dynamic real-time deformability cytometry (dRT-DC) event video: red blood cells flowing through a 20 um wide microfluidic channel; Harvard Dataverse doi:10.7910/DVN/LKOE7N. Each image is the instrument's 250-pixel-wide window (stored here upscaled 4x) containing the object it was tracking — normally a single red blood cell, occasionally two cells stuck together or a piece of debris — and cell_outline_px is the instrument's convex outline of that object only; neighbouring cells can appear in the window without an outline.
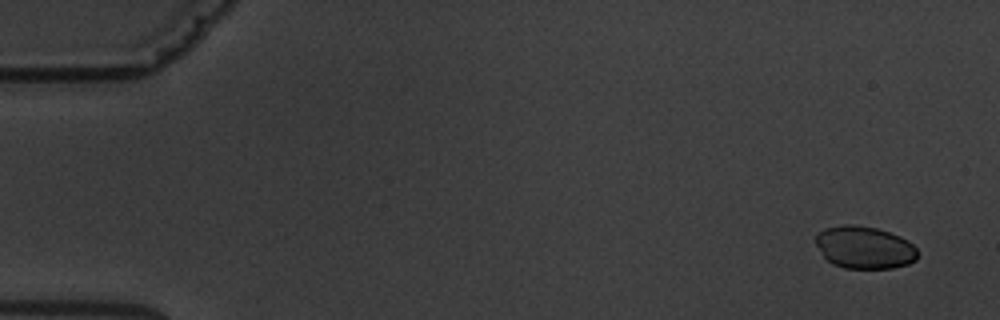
{"species": "common noctule bat (a hibernating species)", "species_latin": "Nyctalus noctula", "temperature_condition": "warm", "stored_images_in_passage": 5, "camera_frame_rate_fps": 3000, "um_per_image_px": 0.085, "animal": {"sex": "male", "body_mass_g": 19.5, "forearm_length_mm": 54.6}, "frame": {"image": 1, "passage_image": 1, "time_ms": 0.0, "image_size_px": [1000, 320], "cell_outline_px": [[916, 260], [908, 264], [892, 268], [844, 268], [832, 264], [824, 256], [816, 244], [816, 236], [824, 228], [844, 224], [852, 224], [876, 228], [900, 236], [908, 240], [916, 248]], "centroid_in_image_um": [73.48, 21.03], "position_along_channel_um": 11.5, "area_um2": 25.09}}